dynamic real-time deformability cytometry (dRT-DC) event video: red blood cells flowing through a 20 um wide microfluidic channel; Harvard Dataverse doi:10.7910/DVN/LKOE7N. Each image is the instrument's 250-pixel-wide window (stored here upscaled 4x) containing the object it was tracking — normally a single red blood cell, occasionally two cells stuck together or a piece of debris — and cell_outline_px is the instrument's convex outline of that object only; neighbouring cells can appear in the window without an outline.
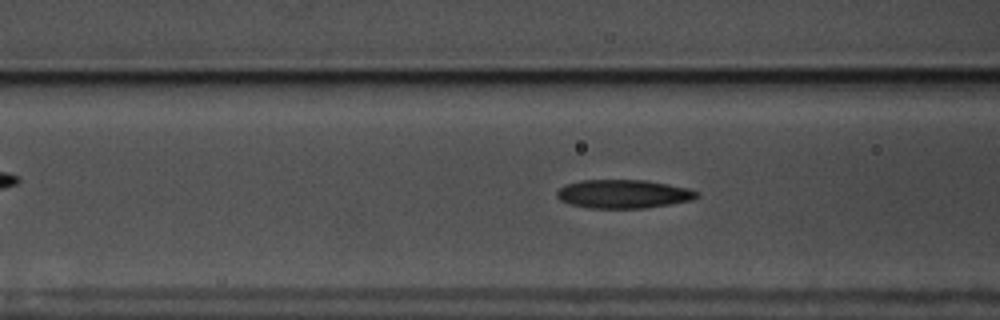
{"species": "common noctule bat (a hibernating species)", "species_latin": "Nyctalus noctula", "temperature_condition": "warm", "stored_images_in_passage": 57, "camera_frame_rate_fps": 3000, "um_per_image_px": 0.085, "animal": {"sex": "male", "body_mass_g": 17.5, "forearm_length_mm": 52.3}, "frame": {"image": 1, "passage_image": 22, "time_ms": 7.0, "image_size_px": [1000, 320], "cell_outline_px": [[700, 196], [692, 200], [644, 208], [588, 208], [572, 204], [560, 200], [556, 196], [556, 192], [560, 188], [568, 184], [580, 180], [648, 180], [688, 188], [700, 192]], "centroid_in_image_um": [53.01, 16.48], "position_along_channel_um": 113.6, "area_um2": 23.29}}
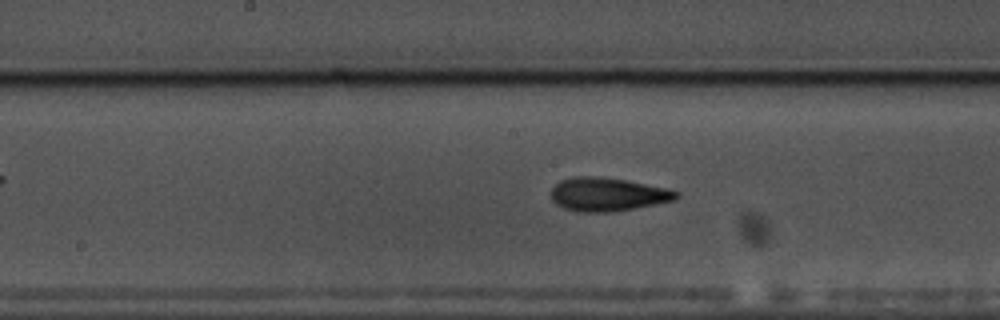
{"frame": {"image": 2, "passage_image": 29, "time_ms": 9.333, "image_size_px": [1000, 320], "cell_outline_px": [[680, 196], [676, 200], [616, 212], [576, 212], [564, 208], [556, 204], [552, 200], [552, 188], [560, 180], [572, 176], [600, 176], [628, 180], [664, 188], [680, 192]], "centroid_in_image_um": [51.65, 16.52], "position_along_channel_um": 196.6, "area_um2": 24.74}}
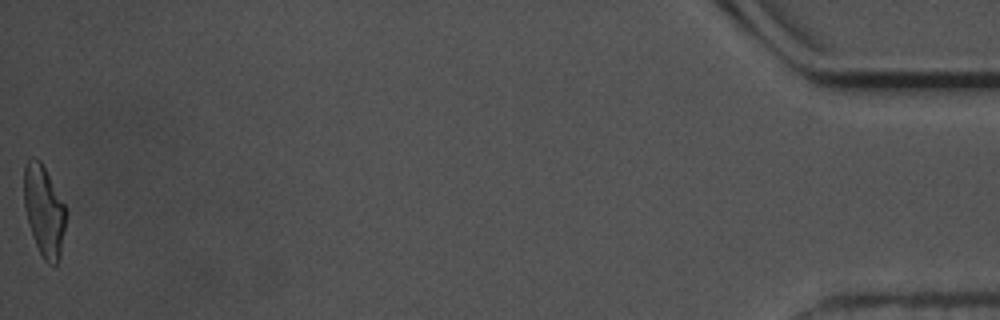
{"frame": {"image": 3, "passage_image": 57, "time_ms": 18.667, "image_size_px": [1000, 320], "cell_outline_px": [[68, 212], [60, 256], [56, 264], [48, 264], [44, 260], [32, 236], [28, 224], [24, 208], [24, 164], [32, 156], [36, 156], [40, 160], [64, 204]], "centroid_in_image_um": [3.74, 17.91], "position_along_channel_um": 431.5, "area_um2": 22.37}, "authors_computed_cell_mechanics": {"area_um2": 22.9466, "velocity_mm_per_s": 3.5574, "shape_relaxation_time_tau1_ms": 5.035, "shape_relaxation_time_tau2_ms": 2.1367, "deformation_change_tau1": 0.1682, "deformation_change_tau2": 0.1037}}